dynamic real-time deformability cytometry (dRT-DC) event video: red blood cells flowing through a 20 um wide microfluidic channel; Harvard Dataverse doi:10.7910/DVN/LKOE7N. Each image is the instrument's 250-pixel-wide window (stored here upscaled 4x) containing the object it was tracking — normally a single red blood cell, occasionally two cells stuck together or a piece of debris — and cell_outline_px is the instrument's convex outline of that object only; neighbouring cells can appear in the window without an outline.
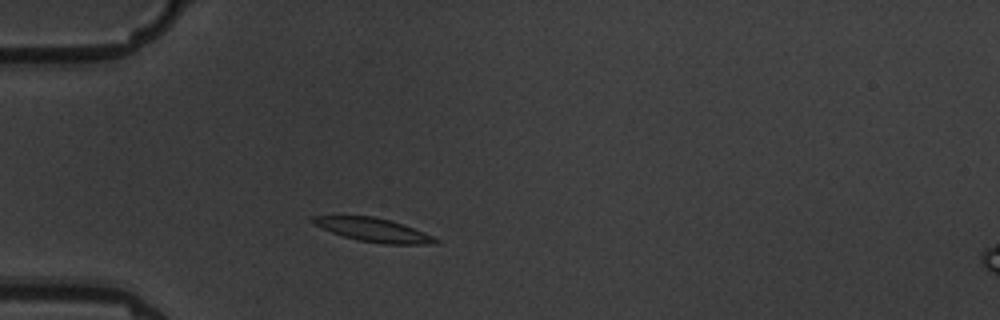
{"species": "common noctule bat (a hibernating species)", "species_latin": "Nyctalus noctula", "temperature_condition": "warm", "stored_images_in_passage": 3, "camera_frame_rate_fps": 3000, "um_per_image_px": 0.085, "animal": {"sex": "male", "body_mass_g": 19.5, "forearm_length_mm": 54.6}, "frame": {"image": 1, "passage_image": 2, "time_ms": 1.0, "image_size_px": [1000, 320], "cell_outline_px": [[440, 244], [384, 244], [360, 240], [344, 236], [332, 232], [312, 224], [308, 220], [312, 216], [372, 216], [404, 224], [424, 232], [440, 240]], "centroid_in_image_um": [31.75, 19.54], "position_along_channel_um": 53.3, "area_um2": 16.82}}